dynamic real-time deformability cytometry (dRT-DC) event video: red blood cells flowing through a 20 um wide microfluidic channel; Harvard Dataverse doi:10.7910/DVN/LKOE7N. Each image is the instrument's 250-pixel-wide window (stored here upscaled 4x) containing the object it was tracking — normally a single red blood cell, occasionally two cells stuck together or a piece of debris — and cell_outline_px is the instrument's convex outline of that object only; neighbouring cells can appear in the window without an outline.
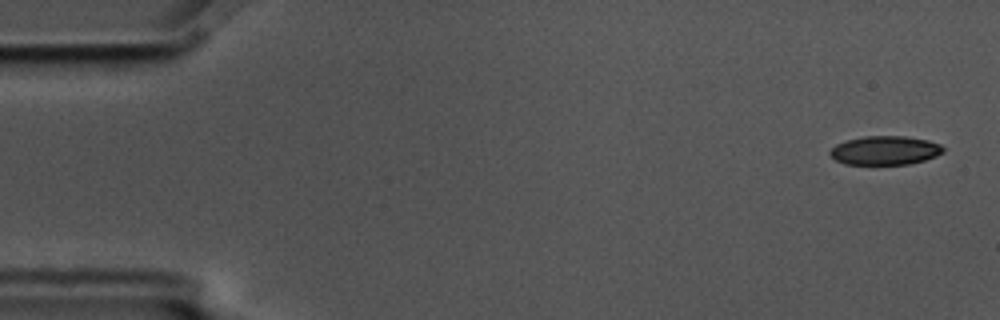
{"species": "common noctule bat (a hibernating species)", "species_latin": "Nyctalus noctula", "temperature_condition": "cold", "stored_images_in_passage": 4, "camera_frame_rate_fps": 3000, "um_per_image_px": 0.085, "animal": {"sex": "male", "body_mass_g": 17.5, "forearm_length_mm": 52.3}, "frame": {"image": 1, "passage_image": 1, "time_ms": 0.0, "image_size_px": [1000, 320], "cell_outline_px": [[944, 152], [936, 156], [924, 160], [908, 164], [844, 164], [836, 160], [828, 152], [836, 144], [848, 140], [864, 136], [904, 136], [928, 140], [940, 144], [944, 148]], "centroid_in_image_um": [75.24, 12.78], "position_along_channel_um": 9.8, "area_um2": 18.96}}
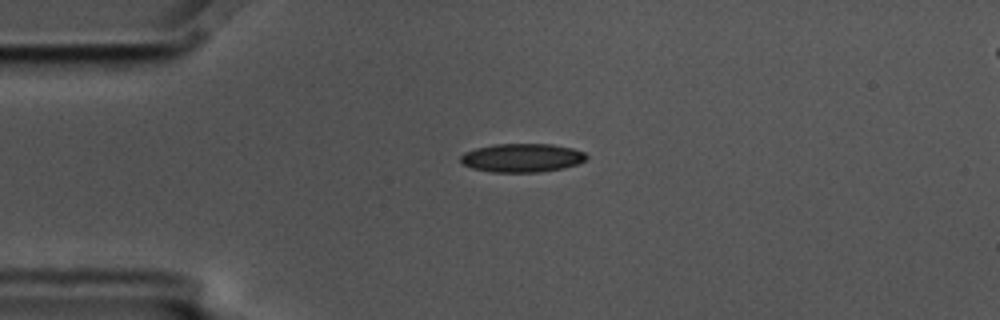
{"frame": {"image": 2, "passage_image": 4, "time_ms": 1.0, "image_size_px": [1000, 320], "cell_outline_px": [[588, 156], [584, 160], [576, 164], [564, 168], [540, 172], [492, 172], [472, 168], [464, 164], [460, 160], [460, 156], [464, 152], [476, 148], [496, 144], [552, 144], [572, 148], [584, 152]], "centroid_in_image_um": [44.37, 13.41], "position_along_channel_um": 40.6, "area_um2": 20.92}}